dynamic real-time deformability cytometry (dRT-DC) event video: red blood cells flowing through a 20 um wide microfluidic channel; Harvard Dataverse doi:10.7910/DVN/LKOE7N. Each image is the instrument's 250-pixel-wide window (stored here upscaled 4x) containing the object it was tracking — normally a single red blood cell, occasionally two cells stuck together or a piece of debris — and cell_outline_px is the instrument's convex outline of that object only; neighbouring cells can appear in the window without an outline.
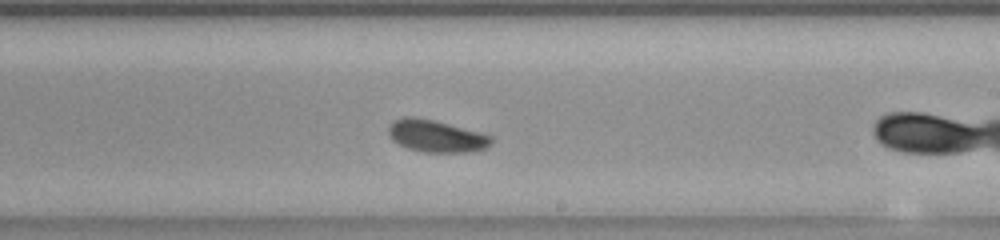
{"species": "common noctule bat (a hibernating species)", "species_latin": "Nyctalus noctula", "temperature_condition": "room temperature", "stored_images_in_passage": 23, "camera_frame_rate_fps": 3000, "um_per_image_px": 0.085, "animal": {"sex": "female", "body_mass_g": 23.0, "forearm_length_mm": 53.4}, "frame": {"image": 1, "passage_image": 16, "time_ms": 5.0, "image_size_px": [1000, 240], "cell_outline_px": [[492, 144], [484, 148], [472, 152], [424, 152], [408, 148], [392, 140], [388, 132], [388, 128], [392, 120], [408, 116], [412, 116], [432, 120], [492, 136]], "centroid_in_image_um": [37.04, 11.57], "position_along_channel_um": 252.0, "area_um2": 18.96}}